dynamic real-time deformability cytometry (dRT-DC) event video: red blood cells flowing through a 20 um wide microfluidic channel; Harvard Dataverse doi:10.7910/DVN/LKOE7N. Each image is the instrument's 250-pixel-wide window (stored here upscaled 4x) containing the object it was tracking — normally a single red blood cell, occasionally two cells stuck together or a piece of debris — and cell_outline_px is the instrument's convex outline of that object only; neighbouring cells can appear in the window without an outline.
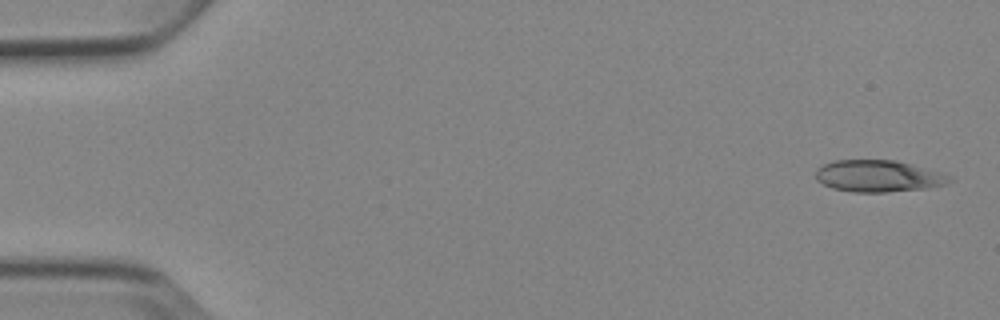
{"species": "Egyptian fruit bat (a non-hibernating species)", "species_latin": "Rousettus aegyptiacus", "temperature_condition": "cold", "stored_images_in_passage": 5, "camera_frame_rate_fps": 3000, "um_per_image_px": 0.085, "animal": {"sex": "female"}, "frame": {"image": 1, "passage_image": 1, "time_ms": 0.0, "image_size_px": [1000, 320], "cell_outline_px": [[956, 180], [944, 184], [924, 188], [888, 192], [852, 192], [832, 188], [816, 180], [816, 168], [832, 160], [896, 160], [936, 172], [948, 176]], "centroid_in_image_um": [74.58, 14.97], "position_along_channel_um": 10.4, "area_um2": 24.45}}
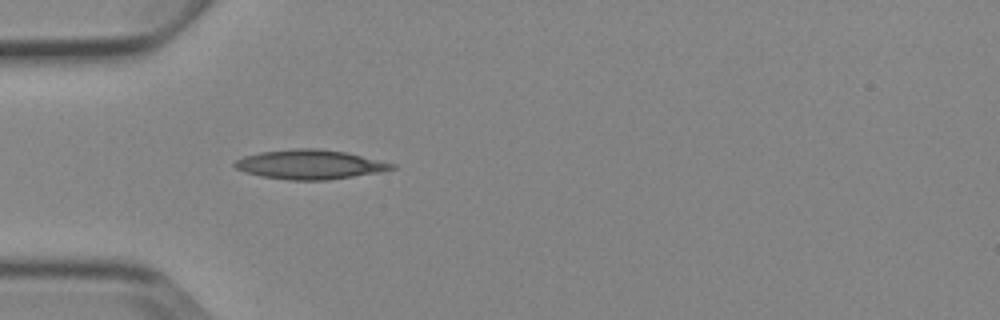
{"frame": {"image": 2, "passage_image": 5, "time_ms": 4.667, "image_size_px": [1000, 320], "cell_outline_px": [[396, 168], [384, 172], [328, 180], [288, 180], [260, 176], [244, 172], [236, 168], [232, 164], [236, 160], [244, 156], [260, 152], [296, 148], [316, 148], [348, 152], [396, 164]], "centroid_in_image_um": [26.38, 13.98], "position_along_channel_um": 58.6, "area_um2": 27.22}}